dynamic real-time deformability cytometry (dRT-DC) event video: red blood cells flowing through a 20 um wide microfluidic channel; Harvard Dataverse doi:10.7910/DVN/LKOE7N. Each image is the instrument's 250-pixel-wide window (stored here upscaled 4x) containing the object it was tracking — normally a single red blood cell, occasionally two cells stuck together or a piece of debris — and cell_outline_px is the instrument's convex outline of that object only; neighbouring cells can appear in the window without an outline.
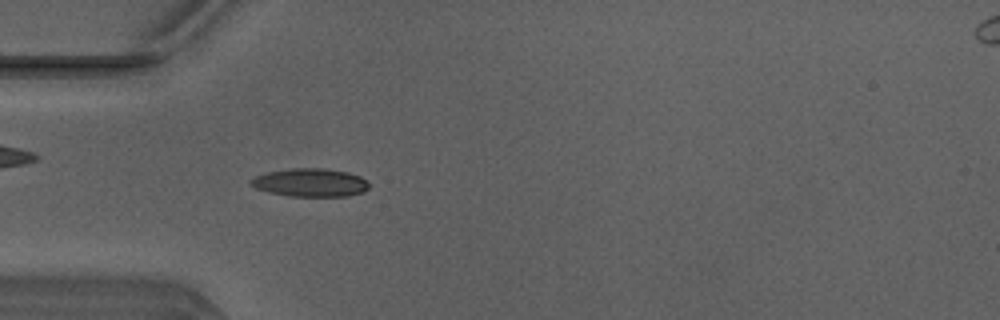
{"species": "Egyptian fruit bat (a non-hibernating species)", "species_latin": "Rousettus aegyptiacus", "temperature_condition": "warm", "stored_images_in_passage": 40, "camera_frame_rate_fps": 3000, "um_per_image_px": 0.085, "animal": {"sex": "male"}, "frame": {"image": 1, "passage_image": 5, "time_ms": 1.333, "image_size_px": [1000, 320], "cell_outline_px": [[368, 188], [364, 192], [348, 196], [288, 196], [268, 192], [256, 188], [248, 184], [248, 180], [256, 176], [268, 172], [292, 168], [324, 168], [348, 172], [360, 176], [368, 184]], "centroid_in_image_um": [26.35, 15.52], "position_along_channel_um": 58.7, "area_um2": 19.48}}
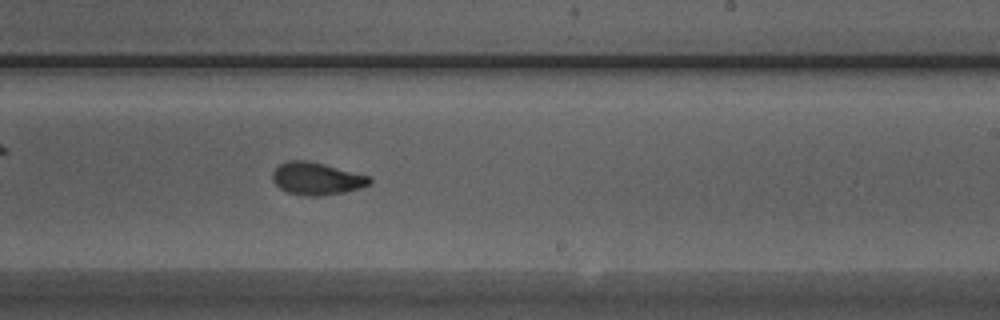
{"frame": {"image": 2, "passage_image": 20, "time_ms": 6.333, "image_size_px": [1000, 320], "cell_outline_px": [[372, 180], [368, 184], [360, 188], [344, 192], [320, 196], [308, 196], [288, 192], [280, 188], [272, 180], [272, 172], [280, 164], [288, 160], [308, 160], [324, 164], [368, 176]], "centroid_in_image_um": [26.88, 15.18], "position_along_channel_um": 262.1, "area_um2": 18.15}}
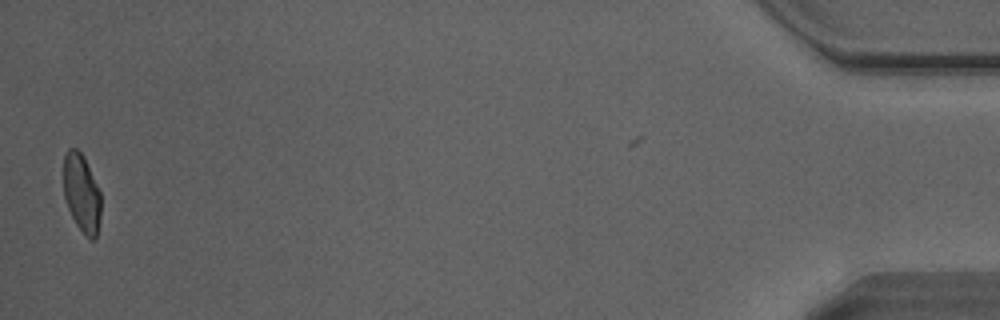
{"frame": {"image": 3, "passage_image": 39, "time_ms": 12.667, "image_size_px": [1000, 320], "cell_outline_px": [[100, 216], [96, 236], [92, 240], [88, 240], [84, 236], [76, 224], [68, 208], [64, 196], [64, 156], [68, 148], [76, 148], [84, 156], [100, 192]], "centroid_in_image_um": [6.93, 16.43], "position_along_channel_um": 428.3, "area_um2": 16.99}, "authors_computed_cell_mechanics": {"area_um2": 18.3515, "velocity_mm_per_s": 4.151, "shape_relaxation_time_tau1_ms": 4.6036, "shape_relaxation_time_tau2_ms": 1.1691, "deformation_change_tau1": 0.1639, "deformation_change_tau2": 0.0695}}